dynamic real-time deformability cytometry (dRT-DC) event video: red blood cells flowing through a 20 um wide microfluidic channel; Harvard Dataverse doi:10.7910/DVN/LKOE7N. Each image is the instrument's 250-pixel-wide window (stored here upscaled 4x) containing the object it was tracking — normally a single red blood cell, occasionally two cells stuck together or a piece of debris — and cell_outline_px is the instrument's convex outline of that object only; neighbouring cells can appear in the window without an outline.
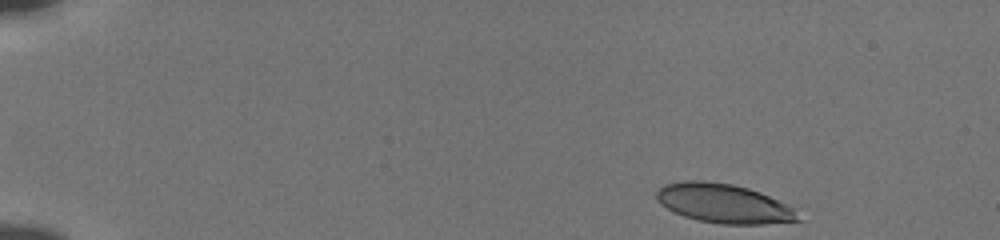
{"species": "human", "species_latin": "Homo sapiens", "temperature_condition": "cold", "stored_images_in_passage": 48, "camera_frame_rate_fps": 3000, "um_per_image_px": 0.085, "donor": {"sex": "male"}, "frame": {"image": 1, "passage_image": 1, "time_ms": 0.0, "image_size_px": [1000, 240], "cell_outline_px": [[804, 220], [764, 224], [720, 224], [700, 220], [684, 216], [668, 208], [656, 196], [656, 192], [664, 184], [684, 180], [704, 180], [732, 184], [748, 188], [760, 192], [792, 208]], "centroid_in_image_um": [61.53, 17.29], "position_along_channel_um": 23.5, "area_um2": 31.91}}
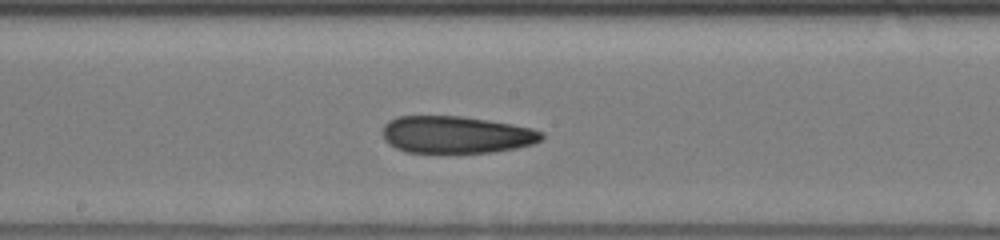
{"frame": {"image": 2, "passage_image": 25, "time_ms": 8.0, "image_size_px": [1000, 240], "cell_outline_px": [[544, 136], [540, 140], [532, 144], [516, 148], [492, 152], [404, 152], [388, 144], [384, 140], [384, 124], [388, 120], [400, 116], [464, 116], [512, 124], [532, 128], [544, 132]], "centroid_in_image_um": [38.78, 11.44], "position_along_channel_um": 209.4, "area_um2": 34.45}}
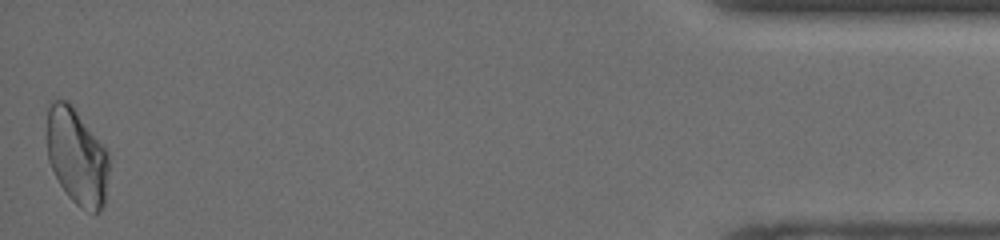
{"frame": {"image": 3, "passage_image": 48, "time_ms": 15.667, "image_size_px": [1000, 240], "cell_outline_px": [[108, 172], [104, 204], [100, 212], [92, 212], [80, 208], [68, 196], [60, 184], [48, 160], [48, 104], [52, 100], [68, 100], [72, 104], [108, 152]], "centroid_in_image_um": [6.54, 13.31], "position_along_channel_um": 428.7, "area_um2": 34.56}, "authors_computed_cell_mechanics": {"area_um2": 34.3332, "velocity_mm_per_s": 3.8363, "shape_relaxation_time_tau1_ms": null, "shape_relaxation_time_tau2_ms": 4.4155, "deformation_change_tau1": null, "deformation_change_tau2": 0.1229}}